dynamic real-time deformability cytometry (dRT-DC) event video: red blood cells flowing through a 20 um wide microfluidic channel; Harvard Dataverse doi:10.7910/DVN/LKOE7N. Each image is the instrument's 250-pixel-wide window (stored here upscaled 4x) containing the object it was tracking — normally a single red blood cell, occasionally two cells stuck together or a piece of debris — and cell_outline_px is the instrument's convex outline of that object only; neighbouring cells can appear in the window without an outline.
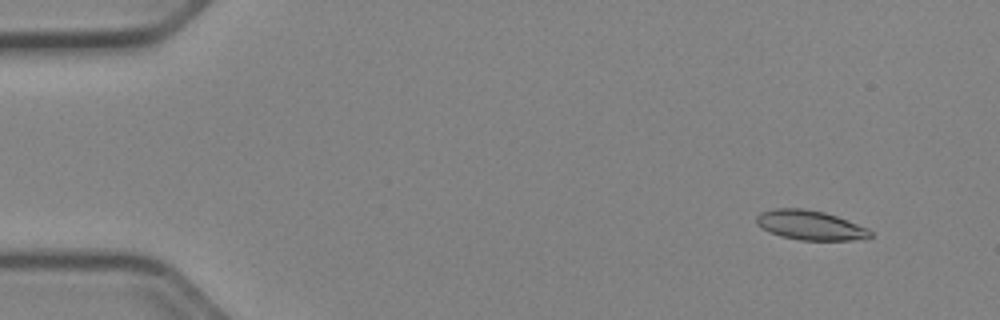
{"species": "Egyptian fruit bat (a non-hibernating species)", "species_latin": "Rousettus aegyptiacus", "temperature_condition": "cold", "stored_images_in_passage": 52, "camera_frame_rate_fps": 3000, "um_per_image_px": 0.085, "animal": {"sex": "female"}, "frame": {"image": 1, "passage_image": 5, "time_ms": 1.333, "image_size_px": [1000, 320], "cell_outline_px": [[872, 236], [852, 240], [800, 240], [780, 236], [768, 232], [756, 224], [756, 216], [760, 212], [772, 208], [804, 208], [824, 212], [836, 216], [868, 228], [872, 232]], "centroid_in_image_um": [68.81, 19.13], "position_along_channel_um": 16.2, "area_um2": 19.65}}
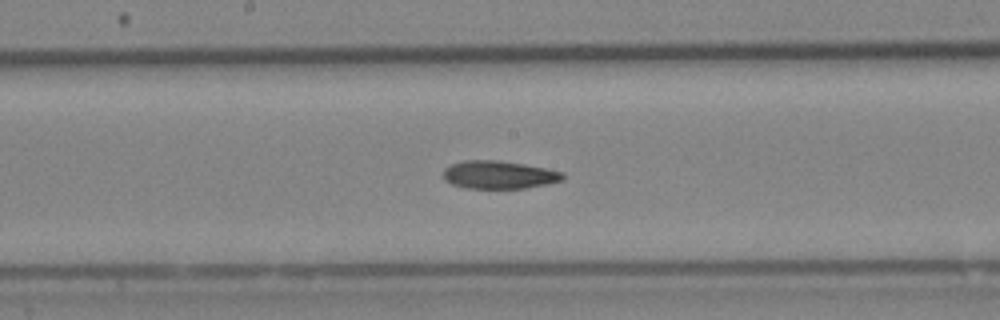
{"frame": {"image": 2, "passage_image": 28, "time_ms": 9.0, "image_size_px": [1000, 320], "cell_outline_px": [[564, 180], [548, 184], [524, 188], [464, 188], [452, 184], [444, 180], [444, 168], [452, 164], [464, 160], [496, 160], [524, 164], [564, 172]], "centroid_in_image_um": [42.41, 14.86], "position_along_channel_um": 205.8, "area_um2": 19.48}}
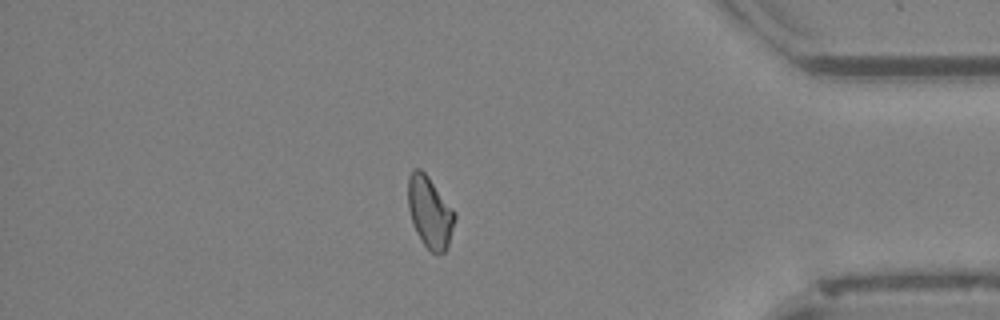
{"frame": {"image": 3, "passage_image": 45, "time_ms": 14.667, "image_size_px": [1000, 320], "cell_outline_px": [[456, 216], [448, 248], [444, 252], [432, 252], [424, 244], [416, 232], [408, 208], [408, 176], [412, 168], [420, 168], [428, 176], [456, 212]], "centroid_in_image_um": [36.54, 18.0], "position_along_channel_um": 398.7, "area_um2": 19.42}}